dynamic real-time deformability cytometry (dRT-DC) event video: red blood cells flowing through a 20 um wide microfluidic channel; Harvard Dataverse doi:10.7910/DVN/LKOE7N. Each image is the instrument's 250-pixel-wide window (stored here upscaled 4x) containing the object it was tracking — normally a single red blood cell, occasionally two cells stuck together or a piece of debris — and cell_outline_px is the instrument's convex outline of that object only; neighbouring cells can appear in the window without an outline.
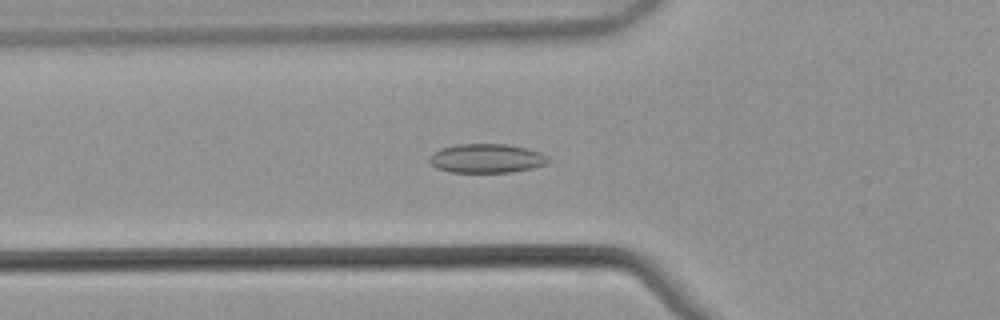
{"species": "common noctule bat (a hibernating species)", "species_latin": "Nyctalus noctula", "temperature_condition": "warm", "stored_images_in_passage": 41, "camera_frame_rate_fps": 3000, "um_per_image_px": 0.085, "animal": {"sex": "male", "body_mass_g": 21.5, "forearm_length_mm": 52.0}, "frame": {"image": 1, "passage_image": 7, "time_ms": 2.0, "image_size_px": [1000, 320], "cell_outline_px": [[548, 160], [544, 164], [532, 168], [512, 172], [452, 172], [436, 168], [428, 160], [432, 152], [440, 148], [456, 144], [508, 144], [528, 148], [540, 152], [548, 156]], "centroid_in_image_um": [41.33, 13.45], "position_along_channel_um": 84.5, "area_um2": 20.17}}
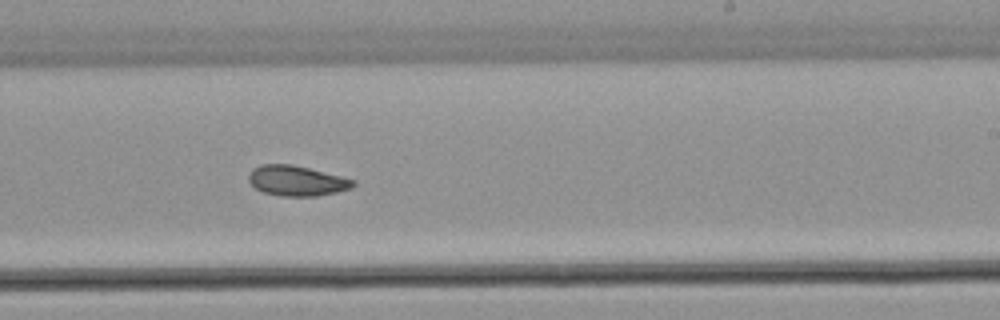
{"frame": {"image": 2, "passage_image": 21, "time_ms": 6.667, "image_size_px": [1000, 320], "cell_outline_px": [[356, 184], [352, 188], [336, 192], [316, 196], [280, 196], [264, 192], [256, 188], [248, 180], [248, 176], [252, 168], [260, 164], [292, 164], [356, 180]], "centroid_in_image_um": [25.21, 15.36], "position_along_channel_um": 263.8, "area_um2": 18.38}}
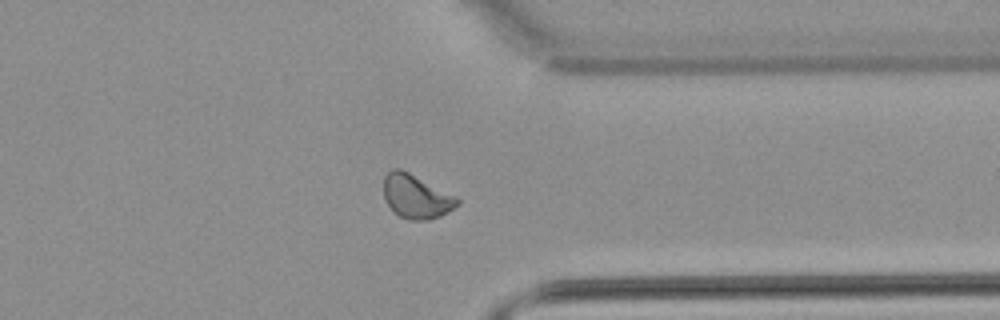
{"frame": {"image": 3, "passage_image": 30, "time_ms": 9.667, "image_size_px": [1000, 320], "cell_outline_px": [[460, 204], [448, 212], [440, 216], [428, 220], [408, 220], [400, 216], [384, 200], [384, 176], [392, 168], [400, 168], [456, 196], [460, 200]], "centroid_in_image_um": [35.38, 16.7], "position_along_channel_um": 376.0, "area_um2": 18.73}, "authors_computed_cell_mechanics": {"area_um2": 18.7272, "velocity_mm_per_s": 3.8461, "shape_relaxation_time_tau1_ms": null, "shape_relaxation_time_tau2_ms": 6.735, "deformation_change_tau1": null, "deformation_change_tau2": 0.1133}}